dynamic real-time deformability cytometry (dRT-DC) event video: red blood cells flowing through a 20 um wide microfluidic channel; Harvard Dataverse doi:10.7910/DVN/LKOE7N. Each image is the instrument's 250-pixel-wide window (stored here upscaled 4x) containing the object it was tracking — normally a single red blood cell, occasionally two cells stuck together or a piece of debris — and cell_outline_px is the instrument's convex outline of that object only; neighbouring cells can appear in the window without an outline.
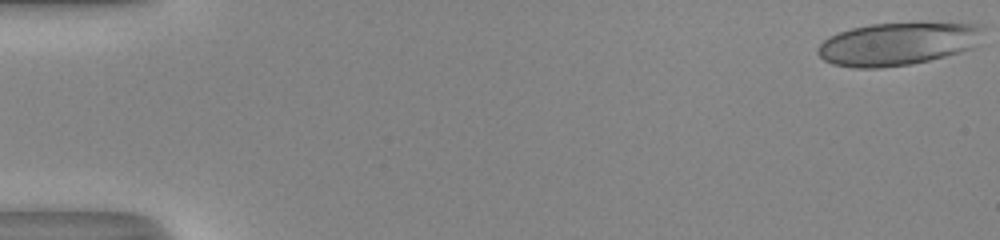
{"species": "human", "species_latin": "Homo sapiens", "temperature_condition": "room temperature", "stored_images_in_passage": 46, "camera_frame_rate_fps": 3000, "um_per_image_px": 0.085, "donor": {"sex": "male"}, "frame": {"image": 1, "passage_image": 1, "time_ms": 0.0, "image_size_px": [1000, 240], "cell_outline_px": [[984, 28], [972, 48], [960, 52], [928, 60], [908, 64], [876, 68], [856, 68], [832, 64], [824, 60], [816, 52], [816, 48], [828, 36], [852, 28], [872, 24], [980, 24]], "centroid_in_image_um": [76.22, 3.74], "position_along_channel_um": 8.8, "area_um2": 40.46}}
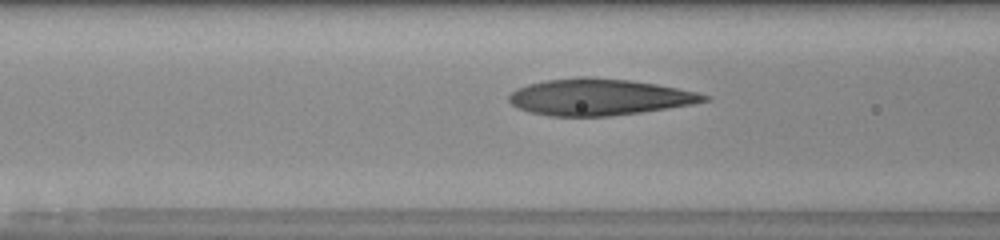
{"frame": {"image": 2, "passage_image": 22, "time_ms": 7.0, "image_size_px": [1000, 240], "cell_outline_px": [[708, 100], [692, 104], [640, 112], [608, 116], [552, 116], [528, 112], [516, 108], [508, 100], [508, 96], [516, 88], [528, 84], [544, 80], [576, 76], [592, 76], [632, 80], [656, 84], [696, 92], [708, 96]], "centroid_in_image_um": [50.85, 8.23], "position_along_channel_um": 115.8, "area_um2": 41.56}}
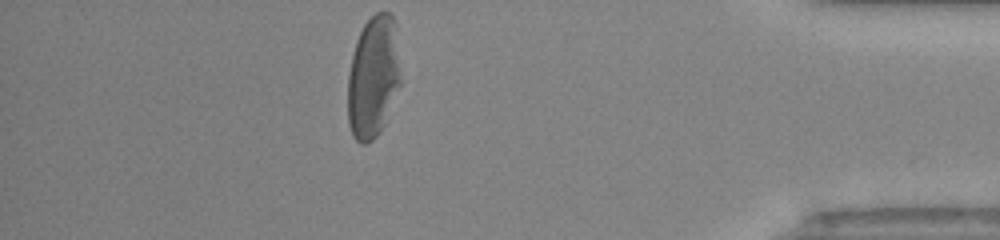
{"frame": {"image": 3, "passage_image": 46, "time_ms": 15.0, "image_size_px": [1000, 240], "cell_outline_px": [[400, 84], [384, 124], [380, 132], [372, 140], [364, 144], [360, 144], [352, 136], [348, 124], [348, 76], [352, 56], [356, 40], [364, 24], [376, 12], [388, 12], [396, 20], [400, 80]], "centroid_in_image_um": [31.72, 6.54], "position_along_channel_um": 403.5, "area_um2": 37.69}, "authors_computed_cell_mechanics": {"area_um2": 40.6045, "velocity_mm_per_s": 4.095, "shape_relaxation_time_tau1_ms": 7.1486, "shape_relaxation_time_tau2_ms": 1.6878, "deformation_change_tau1": 0.2772, "deformation_change_tau2": 0.0869}}